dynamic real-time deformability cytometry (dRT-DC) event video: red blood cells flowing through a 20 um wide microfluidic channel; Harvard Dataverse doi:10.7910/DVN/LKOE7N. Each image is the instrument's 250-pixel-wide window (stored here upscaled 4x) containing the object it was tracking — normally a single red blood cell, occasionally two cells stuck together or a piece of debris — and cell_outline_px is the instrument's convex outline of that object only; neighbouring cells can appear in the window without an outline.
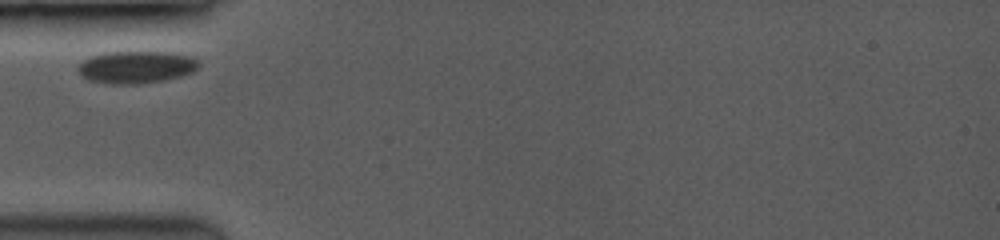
{"species": "common noctule bat (a hibernating species)", "species_latin": "Nyctalus noctula", "temperature_condition": "room temperature", "stored_images_in_passage": 3, "camera_frame_rate_fps": 3500, "um_per_image_px": 0.085, "animal": {"sex": "female", "body_mass_g": 19.0, "forearm_length_mm": 53.3}, "frame": {"image": 1, "passage_image": 1, "time_ms": 0.0, "image_size_px": [1000, 240], "cell_outline_px": [[200, 68], [192, 72], [180, 76], [164, 80], [136, 84], [112, 84], [88, 80], [76, 68], [84, 60], [92, 56], [104, 52], [168, 52], [192, 56], [200, 60]], "centroid_in_image_um": [11.63, 5.7], "position_along_channel_um": 73.4, "area_um2": 22.77}}